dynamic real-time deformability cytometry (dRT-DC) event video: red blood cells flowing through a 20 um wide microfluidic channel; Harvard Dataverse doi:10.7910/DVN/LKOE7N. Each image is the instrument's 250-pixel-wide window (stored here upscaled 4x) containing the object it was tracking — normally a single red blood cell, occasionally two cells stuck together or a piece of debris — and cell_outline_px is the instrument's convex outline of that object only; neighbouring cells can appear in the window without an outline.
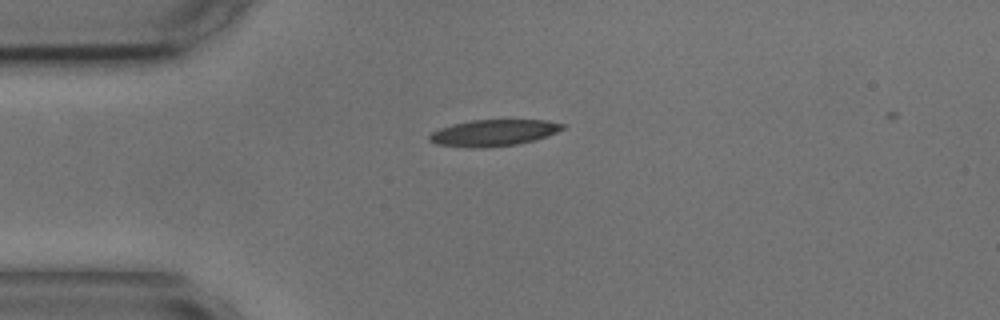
{"species": "common noctule bat (a hibernating species)", "species_latin": "Nyctalus noctula", "temperature_condition": "cold", "stored_images_in_passage": 35, "camera_frame_rate_fps": 3000, "um_per_image_px": 0.085, "animal": {"sex": "male", "body_mass_g": 17.9, "forearm_length_mm": 54.2}, "frame": {"image": 1, "passage_image": 1, "time_ms": 0.0, "image_size_px": [1000, 320], "cell_outline_px": [[564, 128], [548, 136], [516, 144], [484, 148], [472, 148], [436, 144], [428, 140], [428, 136], [432, 132], [440, 128], [452, 124], [472, 120], [548, 120], [564, 124]], "centroid_in_image_um": [41.93, 11.29], "position_along_channel_um": 43.1, "area_um2": 20.46}}
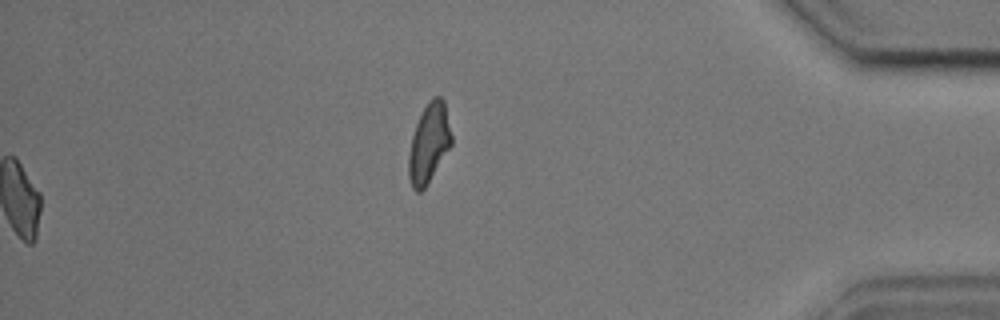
{"frame": {"image": 2, "passage_image": 35, "time_ms": 11.333, "image_size_px": [1000, 320], "cell_outline_px": [[452, 144], [424, 188], [420, 192], [416, 192], [412, 188], [408, 176], [408, 156], [412, 136], [416, 124], [424, 108], [432, 96], [440, 96], [444, 100], [452, 136]], "centroid_in_image_um": [36.45, 12.17], "position_along_channel_um": 398.7, "area_um2": 19.59}, "authors_computed_cell_mechanics": {"area_um2": 20.23, "velocity_mm_per_s": 3.6312, "shape_relaxation_time_tau1_ms": 3.6638, "shape_relaxation_time_tau2_ms": 2.4715, "deformation_change_tau1": 0.1471, "deformation_change_tau2": 0.1117}}